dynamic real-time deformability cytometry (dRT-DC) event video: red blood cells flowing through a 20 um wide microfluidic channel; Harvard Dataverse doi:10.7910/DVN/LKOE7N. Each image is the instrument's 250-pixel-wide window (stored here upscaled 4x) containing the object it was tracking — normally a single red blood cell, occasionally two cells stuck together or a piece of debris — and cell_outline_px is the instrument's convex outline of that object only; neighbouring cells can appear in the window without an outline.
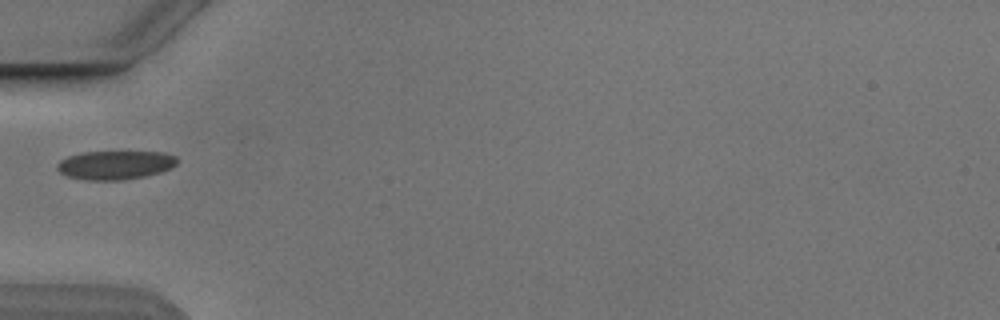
{"species": "Egyptian fruit bat (a non-hibernating species)", "species_latin": "Rousettus aegyptiacus", "temperature_condition": "cold", "stored_images_in_passage": 2, "camera_frame_rate_fps": 3000, "um_per_image_px": 0.085, "animal": {"sex": "male"}, "frame": {"image": 1, "passage_image": 1, "time_ms": 0.0, "image_size_px": [1000, 320], "cell_outline_px": [[176, 164], [160, 172], [144, 176], [124, 180], [88, 180], [68, 176], [60, 172], [56, 168], [56, 164], [60, 160], [68, 156], [80, 152], [164, 152], [176, 156]], "centroid_in_image_um": [9.75, 14.02], "position_along_channel_um": 75.2, "area_um2": 20.0}}
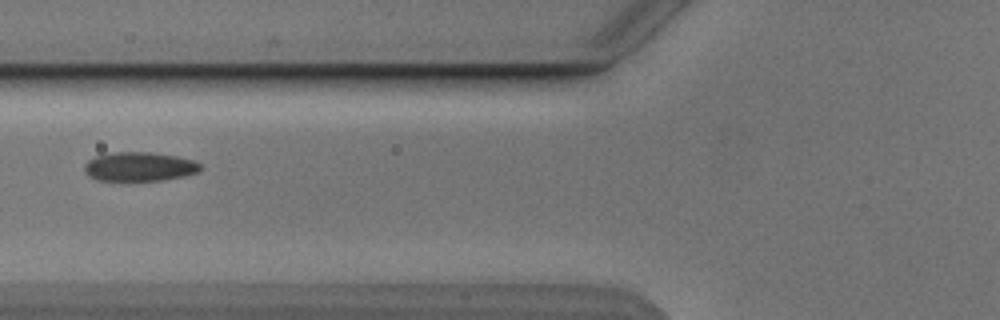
{"frame": {"image": 2, "passage_image": 2, "time_ms": 1.0, "image_size_px": [1000, 320], "cell_outline_px": [[200, 172], [184, 176], [164, 180], [96, 180], [88, 176], [84, 168], [84, 164], [88, 160], [96, 156], [112, 152], [152, 152], [176, 156], [196, 160], [200, 164]], "centroid_in_image_um": [11.86, 14.16], "position_along_channel_um": 113.9, "area_um2": 19.77}}